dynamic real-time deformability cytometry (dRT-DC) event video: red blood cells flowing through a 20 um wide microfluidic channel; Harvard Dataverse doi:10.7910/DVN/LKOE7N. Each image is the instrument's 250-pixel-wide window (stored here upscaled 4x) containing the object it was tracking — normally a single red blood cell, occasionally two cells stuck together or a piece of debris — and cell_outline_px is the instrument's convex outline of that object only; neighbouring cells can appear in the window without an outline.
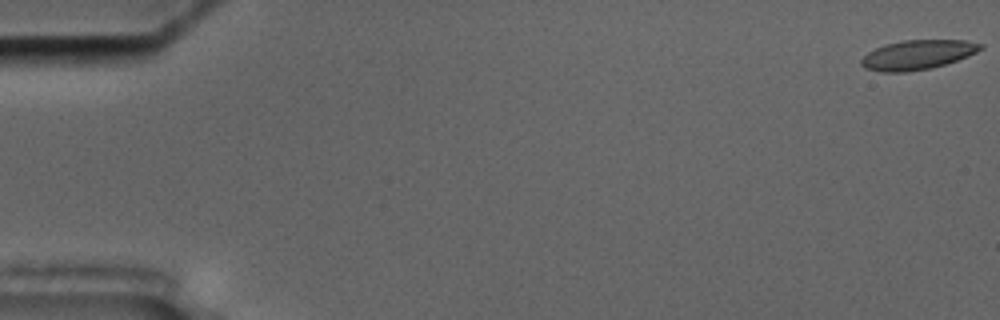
{"species": "common noctule bat (a hibernating species)", "species_latin": "Nyctalus noctula", "temperature_condition": "cold", "stored_images_in_passage": 58, "camera_frame_rate_fps": 3000, "um_per_image_px": 0.085, "animal": {"sex": "male", "body_mass_g": 17.5, "forearm_length_mm": 52.3}, "frame": {"image": 1, "passage_image": 1, "time_ms": 0.0, "image_size_px": [1000, 320], "cell_outline_px": [[984, 48], [968, 56], [944, 64], [928, 68], [908, 72], [880, 72], [864, 68], [860, 64], [860, 60], [868, 52], [884, 44], [900, 40], [964, 40], [984, 44]], "centroid_in_image_um": [77.96, 4.65], "position_along_channel_um": 7.0, "area_um2": 20.52}}
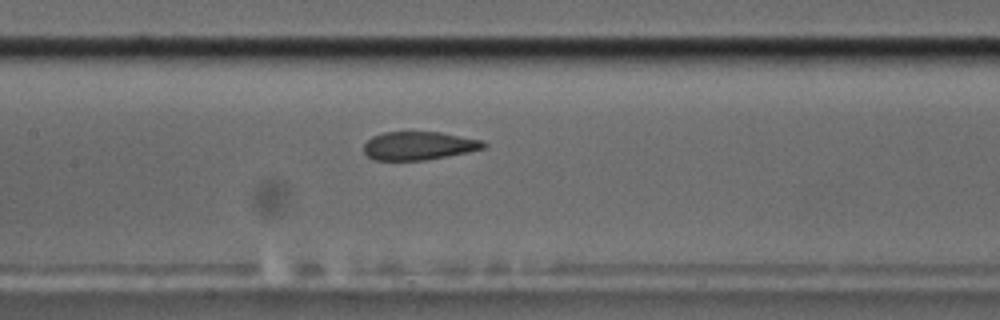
{"frame": {"image": 2, "passage_image": 28, "time_ms": 9.0, "image_size_px": [1000, 320], "cell_outline_px": [[488, 148], [468, 152], [424, 160], [376, 160], [368, 156], [364, 152], [364, 144], [372, 136], [384, 132], [440, 132], [484, 140], [488, 144]], "centroid_in_image_um": [35.65, 12.38], "position_along_channel_um": 171.7, "area_um2": 19.88}}
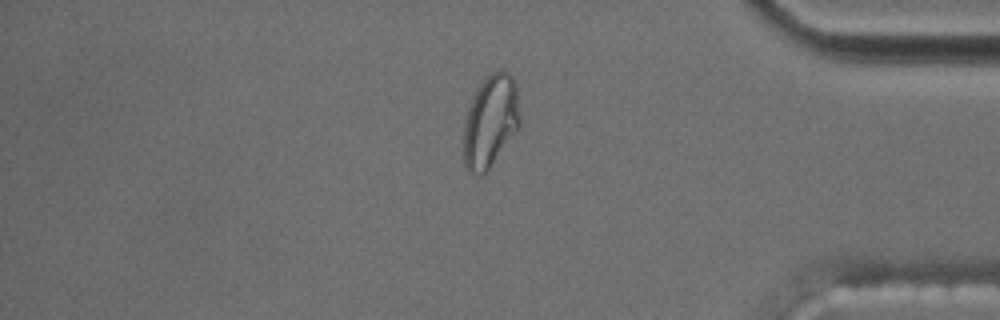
{"frame": {"image": 3, "passage_image": 49, "time_ms": 16.0, "image_size_px": [1000, 320], "cell_outline_px": [[520, 128], [488, 168], [480, 176], [468, 172], [464, 164], [464, 120], [472, 96], [476, 88], [484, 76], [492, 72], [508, 72], [512, 76], [516, 84], [520, 120]], "centroid_in_image_um": [41.68, 10.29], "position_along_channel_um": 393.5, "area_um2": 30.46}, "authors_computed_cell_mechanics": {"area_um2": 21.3282, "velocity_mm_per_s": 3.5211, "shape_relaxation_time_tau1_ms": null, "shape_relaxation_time_tau2_ms": 0.9559, "deformation_change_tau1": null, "deformation_change_tau2": 0.0834}}